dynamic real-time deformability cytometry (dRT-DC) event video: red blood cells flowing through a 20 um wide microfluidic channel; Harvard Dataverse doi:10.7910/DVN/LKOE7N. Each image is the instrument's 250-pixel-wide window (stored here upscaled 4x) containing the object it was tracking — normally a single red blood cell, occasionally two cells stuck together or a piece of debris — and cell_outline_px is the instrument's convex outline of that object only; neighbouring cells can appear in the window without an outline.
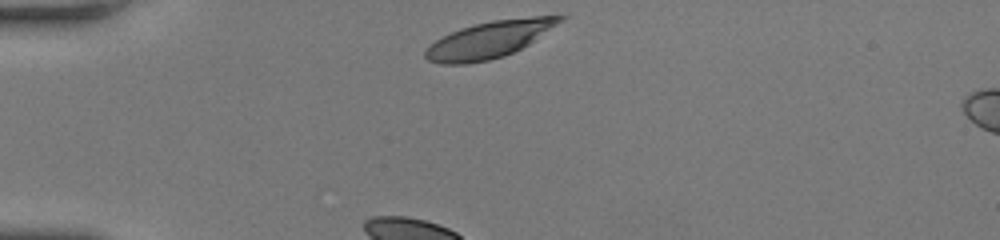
{"species": "human", "species_latin": "Homo sapiens", "temperature_condition": "room temperature", "stored_images_in_passage": 33, "camera_frame_rate_fps": 3000, "um_per_image_px": 0.085, "donor": {"sex": "female"}, "frame": {"image": 1, "passage_image": 1, "time_ms": 0.0, "image_size_px": [1000, 240], "cell_outline_px": [[568, 16], [564, 20], [528, 44], [504, 56], [488, 60], [464, 64], [440, 64], [428, 60], [424, 56], [424, 52], [436, 40], [452, 32], [476, 24], [492, 20], [532, 16]], "centroid_in_image_um": [41.6, 3.36], "position_along_channel_um": 43.4, "area_um2": 28.21}}
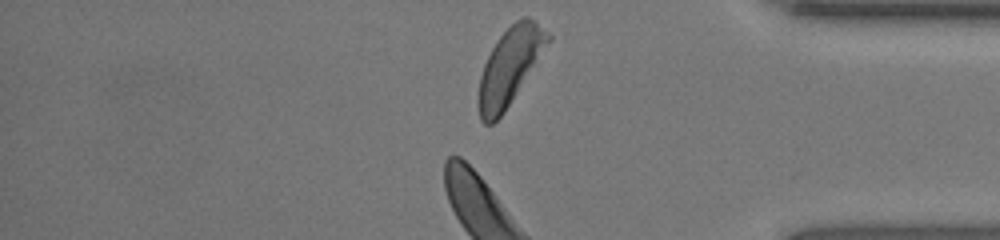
{"frame": {"image": 2, "passage_image": 33, "time_ms": 10.667, "image_size_px": [1000, 240], "cell_outline_px": [[552, 40], [504, 112], [492, 124], [484, 124], [480, 120], [476, 104], [476, 100], [480, 76], [484, 64], [496, 40], [516, 20], [524, 16], [528, 16], [552, 36]], "centroid_in_image_um": [43.31, 5.68], "position_along_channel_um": 391.9, "area_um2": 31.1}, "authors_computed_cell_mechanics": {"area_um2": 30.923, "velocity_mm_per_s": 3.7039, "shape_relaxation_time_tau1_ms": 2.0072, "shape_relaxation_time_tau2_ms": null, "deformation_change_tau1": 0.1165, "deformation_change_tau2": null}}